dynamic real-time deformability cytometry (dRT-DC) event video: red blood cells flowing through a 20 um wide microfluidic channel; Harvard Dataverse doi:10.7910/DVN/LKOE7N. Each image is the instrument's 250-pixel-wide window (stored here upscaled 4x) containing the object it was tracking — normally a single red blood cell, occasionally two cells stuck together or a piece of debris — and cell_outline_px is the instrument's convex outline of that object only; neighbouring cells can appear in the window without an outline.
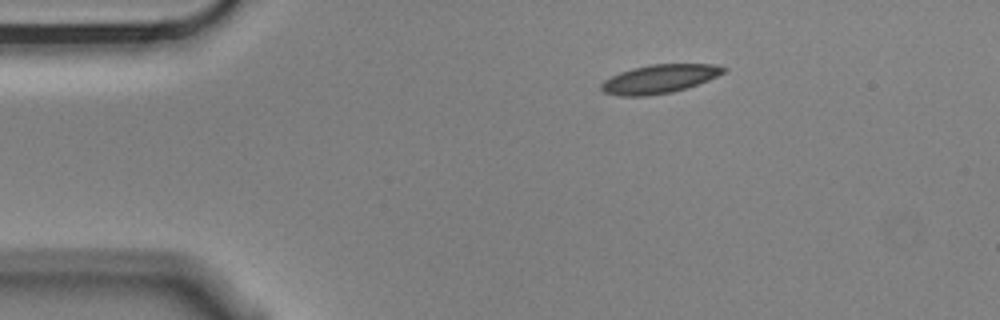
{"species": "Egyptian fruit bat (a non-hibernating species)", "species_latin": "Rousettus aegyptiacus", "temperature_condition": "cold", "stored_images_in_passage": 3, "camera_frame_rate_fps": 3000, "um_per_image_px": 0.085, "animal": {"sex": "male"}, "frame": {"image": 1, "passage_image": 1, "time_ms": 0.0, "image_size_px": [1000, 320], "cell_outline_px": [[728, 68], [724, 72], [708, 80], [672, 92], [648, 96], [620, 96], [604, 92], [600, 88], [600, 84], [604, 80], [620, 72], [632, 68], [652, 64], [712, 64]], "centroid_in_image_um": [56.01, 6.71], "position_along_channel_um": 29.0, "area_um2": 20.23}}
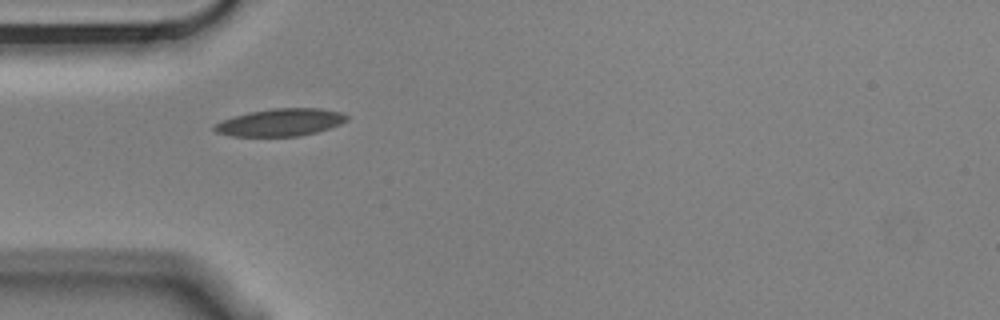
{"frame": {"image": 2, "passage_image": 3, "time_ms": 0.667, "image_size_px": [1000, 320], "cell_outline_px": [[348, 120], [340, 124], [316, 132], [300, 136], [232, 136], [216, 132], [212, 128], [220, 120], [252, 112], [272, 108], [320, 108], [340, 112], [348, 116]], "centroid_in_image_um": [23.84, 10.4], "position_along_channel_um": 61.2, "area_um2": 20.98}}